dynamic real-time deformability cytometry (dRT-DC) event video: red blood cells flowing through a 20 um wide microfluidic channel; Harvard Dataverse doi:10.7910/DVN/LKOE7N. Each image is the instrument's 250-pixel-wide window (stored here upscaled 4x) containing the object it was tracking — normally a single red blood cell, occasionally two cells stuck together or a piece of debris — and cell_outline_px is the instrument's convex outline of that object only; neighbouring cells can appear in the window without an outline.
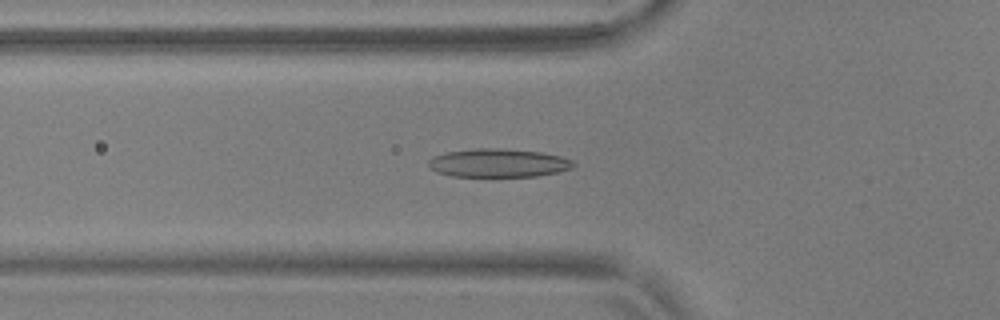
{"species": "common noctule bat (a hibernating species)", "species_latin": "Nyctalus noctula", "temperature_condition": "warm", "stored_images_in_passage": 54, "camera_frame_rate_fps": 3000, "um_per_image_px": 0.085, "animal": {"sex": "male", "body_mass_g": 17.9, "forearm_length_mm": 54.2}, "frame": {"image": 1, "passage_image": 19, "time_ms": 6.0, "image_size_px": [1000, 320], "cell_outline_px": [[576, 164], [572, 168], [556, 172], [536, 176], [452, 176], [436, 172], [428, 164], [428, 160], [432, 156], [448, 152], [476, 148], [500, 148], [540, 152], [560, 156], [572, 160]], "centroid_in_image_um": [42.35, 13.85], "position_along_channel_um": 83.5, "area_um2": 23.87}}
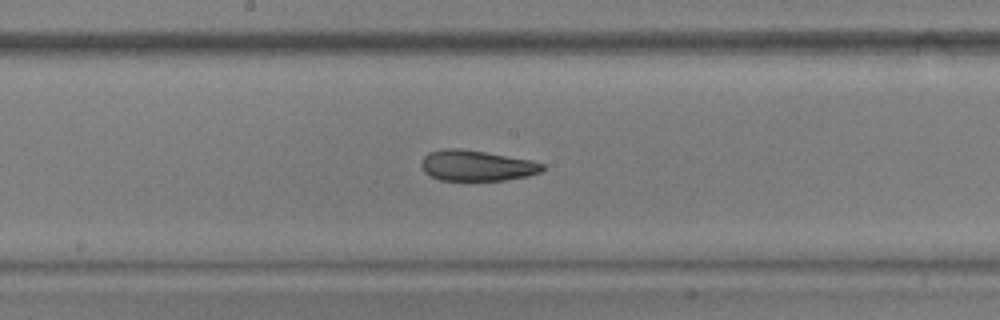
{"frame": {"image": 2, "passage_image": 29, "time_ms": 9.333, "image_size_px": [1000, 320], "cell_outline_px": [[544, 168], [540, 172], [528, 176], [504, 180], [440, 180], [424, 172], [420, 164], [424, 156], [428, 152], [444, 148], [460, 148], [532, 160], [544, 164]], "centroid_in_image_um": [40.5, 14.07], "position_along_channel_um": 207.7, "area_um2": 21.62}}
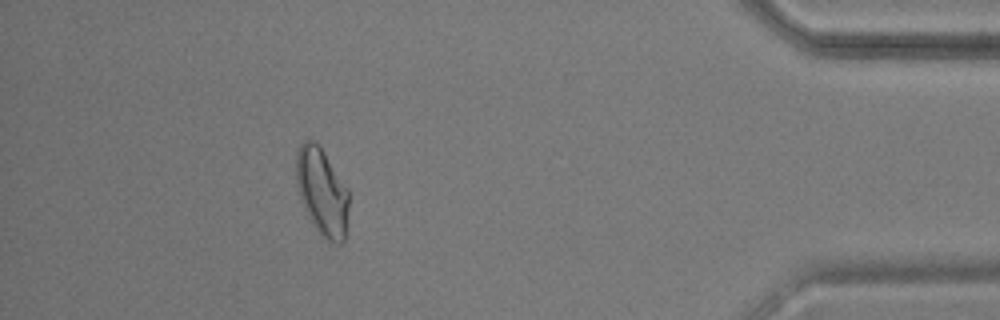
{"frame": {"image": 3, "passage_image": 49, "time_ms": 16.0, "image_size_px": [1000, 320], "cell_outline_px": [[348, 224], [344, 240], [340, 244], [328, 244], [320, 236], [312, 224], [304, 208], [296, 184], [296, 152], [300, 144], [304, 140], [316, 140], [320, 144], [348, 188]], "centroid_in_image_um": [27.38, 16.33], "position_along_channel_um": 407.8, "area_um2": 27.63}, "authors_computed_cell_mechanics": {"area_um2": 23.12, "velocity_mm_per_s": 3.6944, "shape_relaxation_time_tau1_ms": 6.4036, "shape_relaxation_time_tau2_ms": 1.6931, "deformation_change_tau1": 0.1858, "deformation_change_tau2": 0.081}}